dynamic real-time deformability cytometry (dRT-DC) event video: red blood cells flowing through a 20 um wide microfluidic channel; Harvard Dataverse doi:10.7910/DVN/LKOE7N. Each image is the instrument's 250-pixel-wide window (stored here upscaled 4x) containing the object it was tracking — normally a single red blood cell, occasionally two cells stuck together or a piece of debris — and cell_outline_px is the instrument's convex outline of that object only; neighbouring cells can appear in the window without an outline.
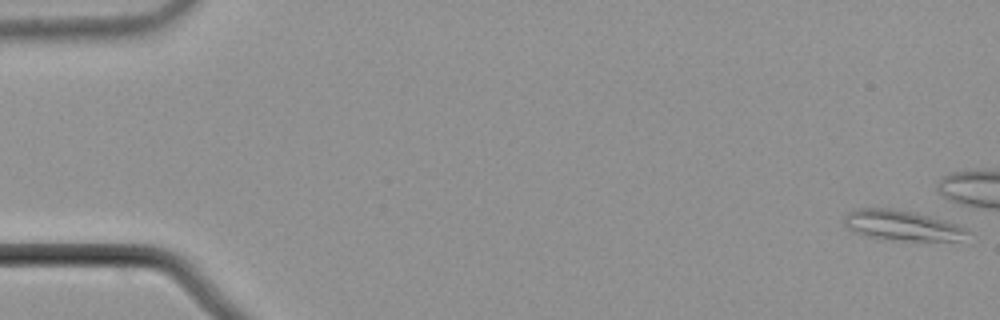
{"species": "common noctule bat (a hibernating species)", "species_latin": "Nyctalus noctula", "temperature_condition": "cold", "stored_images_in_passage": 4, "camera_frame_rate_fps": 3000, "um_per_image_px": 0.085, "animal": {"sex": "male", "body_mass_g": 21.5, "forearm_length_mm": 52.0}, "frame": {"image": 1, "passage_image": 1, "time_ms": 0.0, "image_size_px": [1000, 320], "cell_outline_px": [[972, 244], [900, 240], [864, 236], [852, 232], [844, 224], [844, 216], [848, 212], [856, 208], [892, 208], [916, 212], [948, 220], [960, 224], [968, 228], [972, 232]], "centroid_in_image_um": [76.97, 19.22], "position_along_channel_um": 8.0, "area_um2": 23.52}}